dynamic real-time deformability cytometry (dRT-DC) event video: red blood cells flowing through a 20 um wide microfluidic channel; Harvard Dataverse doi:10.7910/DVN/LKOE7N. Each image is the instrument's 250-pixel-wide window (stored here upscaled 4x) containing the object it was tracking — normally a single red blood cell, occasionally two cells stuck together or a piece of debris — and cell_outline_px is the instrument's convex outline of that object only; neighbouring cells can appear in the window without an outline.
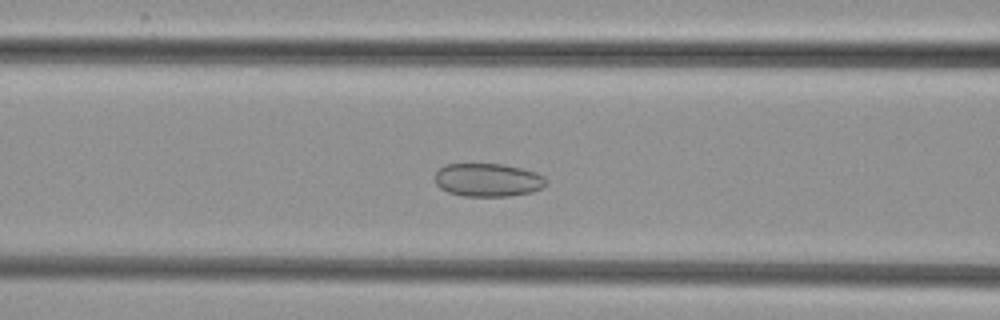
{"species": "common noctule bat (a hibernating species)", "species_latin": "Nyctalus noctula", "temperature_condition": "cold", "stored_images_in_passage": 50, "camera_frame_rate_fps": 3000, "um_per_image_px": 0.085, "animal": {"sex": "female", "body_mass_g": 29.2, "forearm_length_mm": 56.3}, "frame": {"image": 1, "passage_image": 18, "time_ms": 5.667, "image_size_px": [1000, 320], "cell_outline_px": [[548, 180], [540, 188], [532, 192], [508, 196], [464, 196], [448, 192], [440, 188], [436, 184], [436, 172], [444, 164], [504, 164], [536, 172], [544, 176]], "centroid_in_image_um": [41.47, 15.29], "position_along_channel_um": 125.1, "area_um2": 21.5}}
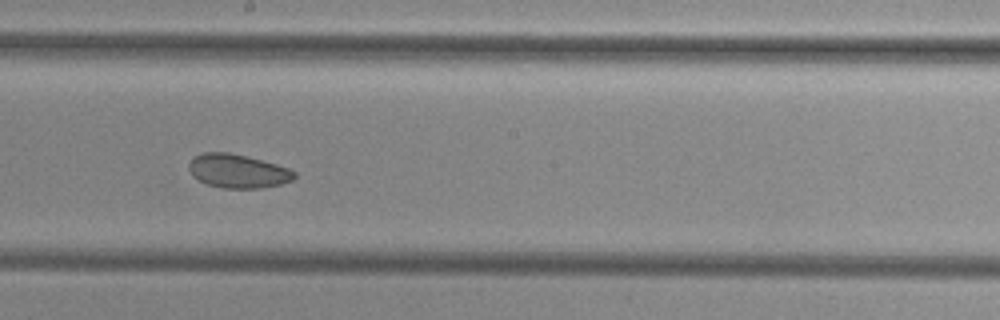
{"frame": {"image": 2, "passage_image": 26, "time_ms": 8.333, "image_size_px": [1000, 320], "cell_outline_px": [[296, 176], [292, 180], [280, 184], [260, 188], [224, 188], [208, 184], [192, 176], [188, 168], [188, 164], [192, 156], [204, 152], [228, 152], [248, 156], [276, 164], [288, 168], [296, 172]], "centroid_in_image_um": [20.19, 14.52], "position_along_channel_um": 228.0, "area_um2": 20.81}}
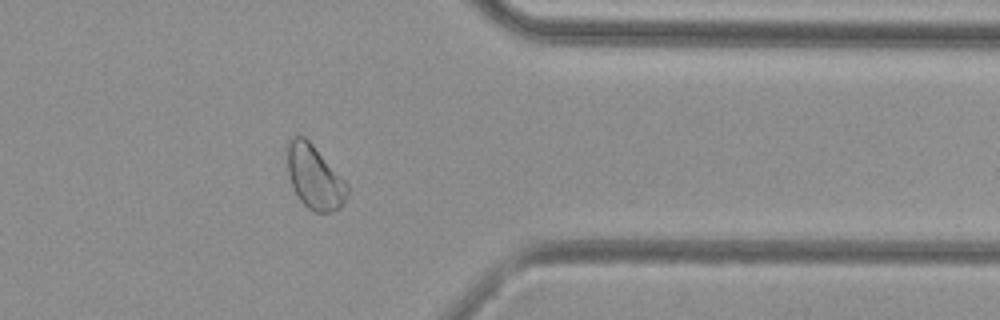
{"frame": {"image": 3, "passage_image": 39, "time_ms": 12.667, "image_size_px": [1000, 320], "cell_outline_px": [[348, 192], [340, 208], [332, 212], [312, 212], [300, 200], [292, 188], [288, 172], [284, 148], [288, 140], [292, 136], [304, 136], [312, 144], [348, 184]], "centroid_in_image_um": [26.68, 15.03], "position_along_channel_um": 384.7, "area_um2": 22.54}}